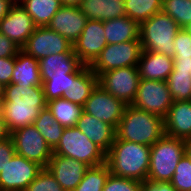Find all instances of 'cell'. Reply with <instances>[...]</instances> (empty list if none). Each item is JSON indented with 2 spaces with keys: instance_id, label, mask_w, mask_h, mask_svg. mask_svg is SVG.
<instances>
[{
  "instance_id": "obj_45",
  "label": "cell",
  "mask_w": 191,
  "mask_h": 191,
  "mask_svg": "<svg viewBox=\"0 0 191 191\" xmlns=\"http://www.w3.org/2000/svg\"><path fill=\"white\" fill-rule=\"evenodd\" d=\"M62 5L79 6L83 0H60Z\"/></svg>"
},
{
  "instance_id": "obj_4",
  "label": "cell",
  "mask_w": 191,
  "mask_h": 191,
  "mask_svg": "<svg viewBox=\"0 0 191 191\" xmlns=\"http://www.w3.org/2000/svg\"><path fill=\"white\" fill-rule=\"evenodd\" d=\"M181 27L163 11L139 25L143 50L174 57V39Z\"/></svg>"
},
{
  "instance_id": "obj_8",
  "label": "cell",
  "mask_w": 191,
  "mask_h": 191,
  "mask_svg": "<svg viewBox=\"0 0 191 191\" xmlns=\"http://www.w3.org/2000/svg\"><path fill=\"white\" fill-rule=\"evenodd\" d=\"M173 102L167 81L140 79L131 105L164 119Z\"/></svg>"
},
{
  "instance_id": "obj_16",
  "label": "cell",
  "mask_w": 191,
  "mask_h": 191,
  "mask_svg": "<svg viewBox=\"0 0 191 191\" xmlns=\"http://www.w3.org/2000/svg\"><path fill=\"white\" fill-rule=\"evenodd\" d=\"M46 168L65 191H72L81 182L89 166L76 159L53 154Z\"/></svg>"
},
{
  "instance_id": "obj_3",
  "label": "cell",
  "mask_w": 191,
  "mask_h": 191,
  "mask_svg": "<svg viewBox=\"0 0 191 191\" xmlns=\"http://www.w3.org/2000/svg\"><path fill=\"white\" fill-rule=\"evenodd\" d=\"M164 119L159 115L127 105L116 128V139L152 146L163 135Z\"/></svg>"
},
{
  "instance_id": "obj_10",
  "label": "cell",
  "mask_w": 191,
  "mask_h": 191,
  "mask_svg": "<svg viewBox=\"0 0 191 191\" xmlns=\"http://www.w3.org/2000/svg\"><path fill=\"white\" fill-rule=\"evenodd\" d=\"M139 80L137 67H122L101 73L98 76V85L126 105H131L138 90Z\"/></svg>"
},
{
  "instance_id": "obj_36",
  "label": "cell",
  "mask_w": 191,
  "mask_h": 191,
  "mask_svg": "<svg viewBox=\"0 0 191 191\" xmlns=\"http://www.w3.org/2000/svg\"><path fill=\"white\" fill-rule=\"evenodd\" d=\"M143 182L109 174L102 191H141Z\"/></svg>"
},
{
  "instance_id": "obj_23",
  "label": "cell",
  "mask_w": 191,
  "mask_h": 191,
  "mask_svg": "<svg viewBox=\"0 0 191 191\" xmlns=\"http://www.w3.org/2000/svg\"><path fill=\"white\" fill-rule=\"evenodd\" d=\"M11 83L18 86H42L39 60L20 50L15 57Z\"/></svg>"
},
{
  "instance_id": "obj_25",
  "label": "cell",
  "mask_w": 191,
  "mask_h": 191,
  "mask_svg": "<svg viewBox=\"0 0 191 191\" xmlns=\"http://www.w3.org/2000/svg\"><path fill=\"white\" fill-rule=\"evenodd\" d=\"M107 44H119L139 39V25L128 16L103 21Z\"/></svg>"
},
{
  "instance_id": "obj_43",
  "label": "cell",
  "mask_w": 191,
  "mask_h": 191,
  "mask_svg": "<svg viewBox=\"0 0 191 191\" xmlns=\"http://www.w3.org/2000/svg\"><path fill=\"white\" fill-rule=\"evenodd\" d=\"M13 5L10 0H0V21L8 14Z\"/></svg>"
},
{
  "instance_id": "obj_20",
  "label": "cell",
  "mask_w": 191,
  "mask_h": 191,
  "mask_svg": "<svg viewBox=\"0 0 191 191\" xmlns=\"http://www.w3.org/2000/svg\"><path fill=\"white\" fill-rule=\"evenodd\" d=\"M83 65L74 52L51 54L39 60L41 79L68 77V74L76 73Z\"/></svg>"
},
{
  "instance_id": "obj_37",
  "label": "cell",
  "mask_w": 191,
  "mask_h": 191,
  "mask_svg": "<svg viewBox=\"0 0 191 191\" xmlns=\"http://www.w3.org/2000/svg\"><path fill=\"white\" fill-rule=\"evenodd\" d=\"M173 59H191V33L181 28L174 39Z\"/></svg>"
},
{
  "instance_id": "obj_32",
  "label": "cell",
  "mask_w": 191,
  "mask_h": 191,
  "mask_svg": "<svg viewBox=\"0 0 191 191\" xmlns=\"http://www.w3.org/2000/svg\"><path fill=\"white\" fill-rule=\"evenodd\" d=\"M162 11L181 28H187L191 24V0H163Z\"/></svg>"
},
{
  "instance_id": "obj_42",
  "label": "cell",
  "mask_w": 191,
  "mask_h": 191,
  "mask_svg": "<svg viewBox=\"0 0 191 191\" xmlns=\"http://www.w3.org/2000/svg\"><path fill=\"white\" fill-rule=\"evenodd\" d=\"M174 68L172 72H191V59H173Z\"/></svg>"
},
{
  "instance_id": "obj_41",
  "label": "cell",
  "mask_w": 191,
  "mask_h": 191,
  "mask_svg": "<svg viewBox=\"0 0 191 191\" xmlns=\"http://www.w3.org/2000/svg\"><path fill=\"white\" fill-rule=\"evenodd\" d=\"M141 191H177L170 183L167 182H149L144 181Z\"/></svg>"
},
{
  "instance_id": "obj_13",
  "label": "cell",
  "mask_w": 191,
  "mask_h": 191,
  "mask_svg": "<svg viewBox=\"0 0 191 191\" xmlns=\"http://www.w3.org/2000/svg\"><path fill=\"white\" fill-rule=\"evenodd\" d=\"M126 106L122 100L97 85L86 100L83 111L117 128Z\"/></svg>"
},
{
  "instance_id": "obj_46",
  "label": "cell",
  "mask_w": 191,
  "mask_h": 191,
  "mask_svg": "<svg viewBox=\"0 0 191 191\" xmlns=\"http://www.w3.org/2000/svg\"><path fill=\"white\" fill-rule=\"evenodd\" d=\"M185 153L191 159V138L185 140Z\"/></svg>"
},
{
  "instance_id": "obj_33",
  "label": "cell",
  "mask_w": 191,
  "mask_h": 191,
  "mask_svg": "<svg viewBox=\"0 0 191 191\" xmlns=\"http://www.w3.org/2000/svg\"><path fill=\"white\" fill-rule=\"evenodd\" d=\"M177 191H191V159L185 153L169 182Z\"/></svg>"
},
{
  "instance_id": "obj_15",
  "label": "cell",
  "mask_w": 191,
  "mask_h": 191,
  "mask_svg": "<svg viewBox=\"0 0 191 191\" xmlns=\"http://www.w3.org/2000/svg\"><path fill=\"white\" fill-rule=\"evenodd\" d=\"M37 26L21 4H14L0 21V33L22 48Z\"/></svg>"
},
{
  "instance_id": "obj_6",
  "label": "cell",
  "mask_w": 191,
  "mask_h": 191,
  "mask_svg": "<svg viewBox=\"0 0 191 191\" xmlns=\"http://www.w3.org/2000/svg\"><path fill=\"white\" fill-rule=\"evenodd\" d=\"M53 154L76 159L89 167L106 162V153L76 126L65 127L58 145L53 149Z\"/></svg>"
},
{
  "instance_id": "obj_9",
  "label": "cell",
  "mask_w": 191,
  "mask_h": 191,
  "mask_svg": "<svg viewBox=\"0 0 191 191\" xmlns=\"http://www.w3.org/2000/svg\"><path fill=\"white\" fill-rule=\"evenodd\" d=\"M15 152L46 168L53 150L34 125H28L11 132Z\"/></svg>"
},
{
  "instance_id": "obj_29",
  "label": "cell",
  "mask_w": 191,
  "mask_h": 191,
  "mask_svg": "<svg viewBox=\"0 0 191 191\" xmlns=\"http://www.w3.org/2000/svg\"><path fill=\"white\" fill-rule=\"evenodd\" d=\"M162 0H124L125 14L138 25L162 11Z\"/></svg>"
},
{
  "instance_id": "obj_1",
  "label": "cell",
  "mask_w": 191,
  "mask_h": 191,
  "mask_svg": "<svg viewBox=\"0 0 191 191\" xmlns=\"http://www.w3.org/2000/svg\"><path fill=\"white\" fill-rule=\"evenodd\" d=\"M47 107L42 86H18L10 83L4 86V98L0 105L5 123L11 132L33 125L40 110Z\"/></svg>"
},
{
  "instance_id": "obj_30",
  "label": "cell",
  "mask_w": 191,
  "mask_h": 191,
  "mask_svg": "<svg viewBox=\"0 0 191 191\" xmlns=\"http://www.w3.org/2000/svg\"><path fill=\"white\" fill-rule=\"evenodd\" d=\"M109 174L110 169L106 162L89 167L81 182L72 191H102Z\"/></svg>"
},
{
  "instance_id": "obj_5",
  "label": "cell",
  "mask_w": 191,
  "mask_h": 191,
  "mask_svg": "<svg viewBox=\"0 0 191 191\" xmlns=\"http://www.w3.org/2000/svg\"><path fill=\"white\" fill-rule=\"evenodd\" d=\"M184 154L185 140L164 134L150 147V167L147 181L169 183Z\"/></svg>"
},
{
  "instance_id": "obj_19",
  "label": "cell",
  "mask_w": 191,
  "mask_h": 191,
  "mask_svg": "<svg viewBox=\"0 0 191 191\" xmlns=\"http://www.w3.org/2000/svg\"><path fill=\"white\" fill-rule=\"evenodd\" d=\"M164 131L170 137L191 138V100L173 102L164 118Z\"/></svg>"
},
{
  "instance_id": "obj_17",
  "label": "cell",
  "mask_w": 191,
  "mask_h": 191,
  "mask_svg": "<svg viewBox=\"0 0 191 191\" xmlns=\"http://www.w3.org/2000/svg\"><path fill=\"white\" fill-rule=\"evenodd\" d=\"M87 18L79 6L62 5L47 27L66 38L72 45L85 28Z\"/></svg>"
},
{
  "instance_id": "obj_38",
  "label": "cell",
  "mask_w": 191,
  "mask_h": 191,
  "mask_svg": "<svg viewBox=\"0 0 191 191\" xmlns=\"http://www.w3.org/2000/svg\"><path fill=\"white\" fill-rule=\"evenodd\" d=\"M15 57L0 58V83L6 86L11 83Z\"/></svg>"
},
{
  "instance_id": "obj_24",
  "label": "cell",
  "mask_w": 191,
  "mask_h": 191,
  "mask_svg": "<svg viewBox=\"0 0 191 191\" xmlns=\"http://www.w3.org/2000/svg\"><path fill=\"white\" fill-rule=\"evenodd\" d=\"M79 7L87 20L106 21L126 15L124 0H83Z\"/></svg>"
},
{
  "instance_id": "obj_7",
  "label": "cell",
  "mask_w": 191,
  "mask_h": 191,
  "mask_svg": "<svg viewBox=\"0 0 191 191\" xmlns=\"http://www.w3.org/2000/svg\"><path fill=\"white\" fill-rule=\"evenodd\" d=\"M142 52L140 40L107 44L90 67L97 76L113 69L137 67Z\"/></svg>"
},
{
  "instance_id": "obj_21",
  "label": "cell",
  "mask_w": 191,
  "mask_h": 191,
  "mask_svg": "<svg viewBox=\"0 0 191 191\" xmlns=\"http://www.w3.org/2000/svg\"><path fill=\"white\" fill-rule=\"evenodd\" d=\"M140 79L167 81L174 68L173 57L143 50L137 64Z\"/></svg>"
},
{
  "instance_id": "obj_44",
  "label": "cell",
  "mask_w": 191,
  "mask_h": 191,
  "mask_svg": "<svg viewBox=\"0 0 191 191\" xmlns=\"http://www.w3.org/2000/svg\"><path fill=\"white\" fill-rule=\"evenodd\" d=\"M11 135L7 124L5 123L4 117L2 113L0 112V140H4L9 138Z\"/></svg>"
},
{
  "instance_id": "obj_2",
  "label": "cell",
  "mask_w": 191,
  "mask_h": 191,
  "mask_svg": "<svg viewBox=\"0 0 191 191\" xmlns=\"http://www.w3.org/2000/svg\"><path fill=\"white\" fill-rule=\"evenodd\" d=\"M106 163L112 175L147 181L150 167V146L115 139L106 154Z\"/></svg>"
},
{
  "instance_id": "obj_12",
  "label": "cell",
  "mask_w": 191,
  "mask_h": 191,
  "mask_svg": "<svg viewBox=\"0 0 191 191\" xmlns=\"http://www.w3.org/2000/svg\"><path fill=\"white\" fill-rule=\"evenodd\" d=\"M26 54L40 60L48 55L74 52L73 45L47 26H38L21 48Z\"/></svg>"
},
{
  "instance_id": "obj_39",
  "label": "cell",
  "mask_w": 191,
  "mask_h": 191,
  "mask_svg": "<svg viewBox=\"0 0 191 191\" xmlns=\"http://www.w3.org/2000/svg\"><path fill=\"white\" fill-rule=\"evenodd\" d=\"M15 148L11 137L0 140V171L6 166L8 161L14 156Z\"/></svg>"
},
{
  "instance_id": "obj_28",
  "label": "cell",
  "mask_w": 191,
  "mask_h": 191,
  "mask_svg": "<svg viewBox=\"0 0 191 191\" xmlns=\"http://www.w3.org/2000/svg\"><path fill=\"white\" fill-rule=\"evenodd\" d=\"M33 125L38 129L52 150L58 145L65 129L54 119L47 107L40 110L39 116L35 119Z\"/></svg>"
},
{
  "instance_id": "obj_14",
  "label": "cell",
  "mask_w": 191,
  "mask_h": 191,
  "mask_svg": "<svg viewBox=\"0 0 191 191\" xmlns=\"http://www.w3.org/2000/svg\"><path fill=\"white\" fill-rule=\"evenodd\" d=\"M106 45L103 21L87 20L85 28L73 44V51L84 65L90 66Z\"/></svg>"
},
{
  "instance_id": "obj_34",
  "label": "cell",
  "mask_w": 191,
  "mask_h": 191,
  "mask_svg": "<svg viewBox=\"0 0 191 191\" xmlns=\"http://www.w3.org/2000/svg\"><path fill=\"white\" fill-rule=\"evenodd\" d=\"M42 87L46 101L61 98L64 92H67L70 86L71 74L68 77H59L53 79H41Z\"/></svg>"
},
{
  "instance_id": "obj_27",
  "label": "cell",
  "mask_w": 191,
  "mask_h": 191,
  "mask_svg": "<svg viewBox=\"0 0 191 191\" xmlns=\"http://www.w3.org/2000/svg\"><path fill=\"white\" fill-rule=\"evenodd\" d=\"M22 7L38 26H47L62 6L60 0H24Z\"/></svg>"
},
{
  "instance_id": "obj_11",
  "label": "cell",
  "mask_w": 191,
  "mask_h": 191,
  "mask_svg": "<svg viewBox=\"0 0 191 191\" xmlns=\"http://www.w3.org/2000/svg\"><path fill=\"white\" fill-rule=\"evenodd\" d=\"M42 169L38 163L15 153L0 171V191H25Z\"/></svg>"
},
{
  "instance_id": "obj_49",
  "label": "cell",
  "mask_w": 191,
  "mask_h": 191,
  "mask_svg": "<svg viewBox=\"0 0 191 191\" xmlns=\"http://www.w3.org/2000/svg\"><path fill=\"white\" fill-rule=\"evenodd\" d=\"M187 30L191 33V24L187 27Z\"/></svg>"
},
{
  "instance_id": "obj_48",
  "label": "cell",
  "mask_w": 191,
  "mask_h": 191,
  "mask_svg": "<svg viewBox=\"0 0 191 191\" xmlns=\"http://www.w3.org/2000/svg\"><path fill=\"white\" fill-rule=\"evenodd\" d=\"M13 4H21L24 0H10Z\"/></svg>"
},
{
  "instance_id": "obj_18",
  "label": "cell",
  "mask_w": 191,
  "mask_h": 191,
  "mask_svg": "<svg viewBox=\"0 0 191 191\" xmlns=\"http://www.w3.org/2000/svg\"><path fill=\"white\" fill-rule=\"evenodd\" d=\"M76 127L106 154L116 139V128L92 115L82 112Z\"/></svg>"
},
{
  "instance_id": "obj_35",
  "label": "cell",
  "mask_w": 191,
  "mask_h": 191,
  "mask_svg": "<svg viewBox=\"0 0 191 191\" xmlns=\"http://www.w3.org/2000/svg\"><path fill=\"white\" fill-rule=\"evenodd\" d=\"M25 191H65L52 173L43 168Z\"/></svg>"
},
{
  "instance_id": "obj_22",
  "label": "cell",
  "mask_w": 191,
  "mask_h": 191,
  "mask_svg": "<svg viewBox=\"0 0 191 191\" xmlns=\"http://www.w3.org/2000/svg\"><path fill=\"white\" fill-rule=\"evenodd\" d=\"M98 85V76L88 65H83L76 73L71 74L70 86L62 98L84 106L92 91Z\"/></svg>"
},
{
  "instance_id": "obj_47",
  "label": "cell",
  "mask_w": 191,
  "mask_h": 191,
  "mask_svg": "<svg viewBox=\"0 0 191 191\" xmlns=\"http://www.w3.org/2000/svg\"><path fill=\"white\" fill-rule=\"evenodd\" d=\"M4 98V86L0 83V105Z\"/></svg>"
},
{
  "instance_id": "obj_40",
  "label": "cell",
  "mask_w": 191,
  "mask_h": 191,
  "mask_svg": "<svg viewBox=\"0 0 191 191\" xmlns=\"http://www.w3.org/2000/svg\"><path fill=\"white\" fill-rule=\"evenodd\" d=\"M20 50L11 39L0 33V58L16 57Z\"/></svg>"
},
{
  "instance_id": "obj_26",
  "label": "cell",
  "mask_w": 191,
  "mask_h": 191,
  "mask_svg": "<svg viewBox=\"0 0 191 191\" xmlns=\"http://www.w3.org/2000/svg\"><path fill=\"white\" fill-rule=\"evenodd\" d=\"M47 108L51 111L54 119L63 127H75L83 112V106L62 97L48 101Z\"/></svg>"
},
{
  "instance_id": "obj_31",
  "label": "cell",
  "mask_w": 191,
  "mask_h": 191,
  "mask_svg": "<svg viewBox=\"0 0 191 191\" xmlns=\"http://www.w3.org/2000/svg\"><path fill=\"white\" fill-rule=\"evenodd\" d=\"M167 83L174 101L191 100V72H171Z\"/></svg>"
}]
</instances>
